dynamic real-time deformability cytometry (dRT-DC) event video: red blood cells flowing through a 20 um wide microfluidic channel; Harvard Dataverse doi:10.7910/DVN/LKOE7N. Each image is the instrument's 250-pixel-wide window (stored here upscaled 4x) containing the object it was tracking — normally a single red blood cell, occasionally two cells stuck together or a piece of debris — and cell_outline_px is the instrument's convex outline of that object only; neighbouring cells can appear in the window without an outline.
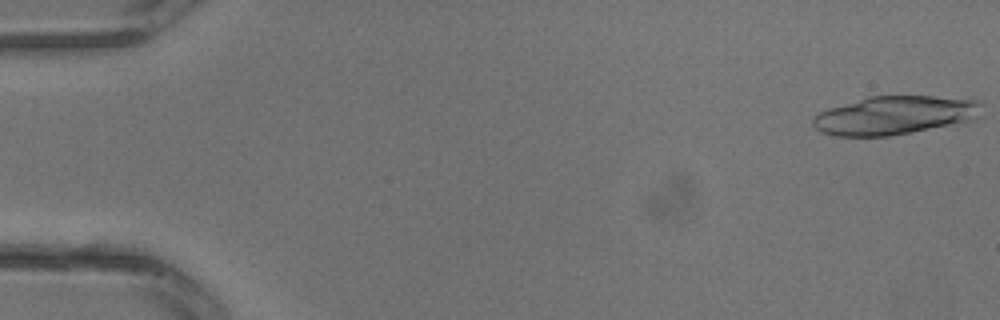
{"species": "common noctule bat (a hibernating species)", "species_latin": "Nyctalus noctula", "temperature_condition": "warm", "stored_images_in_passage": 18, "camera_frame_rate_fps": 3000, "um_per_image_px": 0.085, "animal": {"sex": "male", "body_mass_g": 13.3}, "frame": {"image": 1, "passage_image": 1, "time_ms": 0.0, "image_size_px": [1000, 320], "cell_outline_px": [[984, 116], [976, 120], [912, 132], [888, 136], [836, 136], [820, 132], [812, 124], [812, 116], [828, 108], [868, 96], [932, 96], [976, 100], [984, 104]], "centroid_in_image_um": [76.11, 9.8], "position_along_channel_um": 8.9, "area_um2": 38.44}}
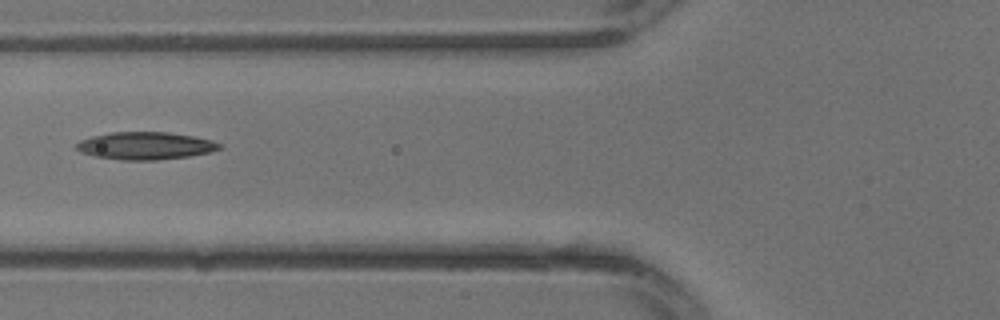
{"frame": {"image": 2, "passage_image": 13, "time_ms": 4.0, "image_size_px": [1000, 320], "cell_outline_px": [[224, 144], [220, 148], [208, 152], [188, 156], [156, 160], [120, 160], [92, 156], [80, 152], [76, 148], [76, 144], [80, 140], [92, 136], [112, 132], [168, 132], [196, 136], [212, 140]], "centroid_in_image_um": [12.35, 12.38], "position_along_channel_um": 113.5, "area_um2": 23.06}}
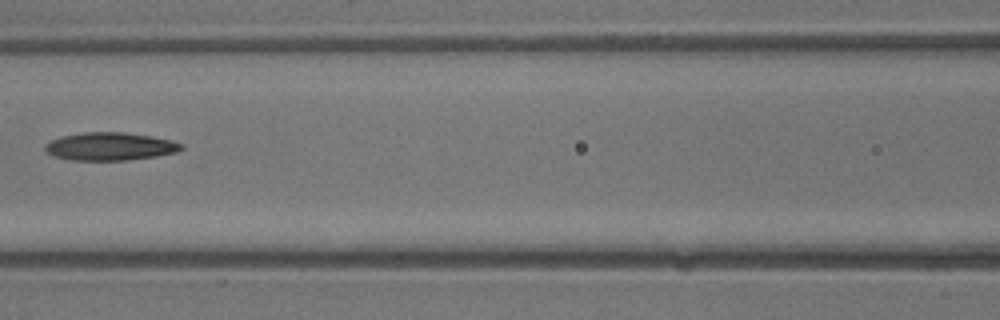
{"frame": {"image": 3, "passage_image": 15, "time_ms": 4.667, "image_size_px": [1000, 320], "cell_outline_px": [[184, 148], [176, 152], [156, 156], [124, 160], [68, 160], [56, 156], [48, 152], [44, 148], [44, 144], [60, 136], [84, 132], [124, 132], [152, 136], [172, 140], [184, 144]], "centroid_in_image_um": [9.37, 12.44], "position_along_channel_um": 157.2, "area_um2": 22.2}}